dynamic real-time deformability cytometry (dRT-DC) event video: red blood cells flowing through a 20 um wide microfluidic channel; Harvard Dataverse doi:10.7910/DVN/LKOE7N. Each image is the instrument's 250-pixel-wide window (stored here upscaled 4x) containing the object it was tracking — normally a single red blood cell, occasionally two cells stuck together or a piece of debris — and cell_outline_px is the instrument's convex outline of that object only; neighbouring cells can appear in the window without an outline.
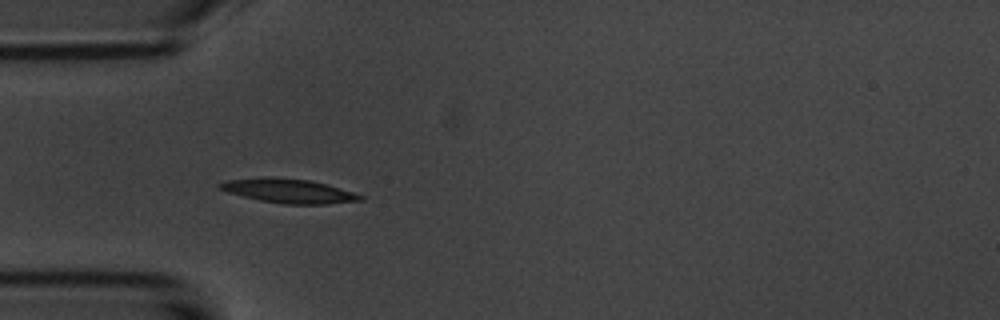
{"species": "common noctule bat (a hibernating species)", "species_latin": "Nyctalus noctula", "temperature_condition": "room temperature", "stored_images_in_passage": 13, "camera_frame_rate_fps": 3000, "um_per_image_px": 0.085, "animal": {"sex": "male", "body_mass_g": 20.1, "forearm_length_mm": 53.5}, "frame": {"image": 1, "passage_image": 3, "time_ms": 2.333, "image_size_px": [1000, 320], "cell_outline_px": [[364, 200], [324, 204], [284, 204], [260, 200], [228, 192], [216, 188], [216, 184], [228, 180], [264, 176], [308, 180], [324, 184], [352, 192], [364, 196]], "centroid_in_image_um": [24.47, 16.22], "position_along_channel_um": 60.5, "area_um2": 19.59}}
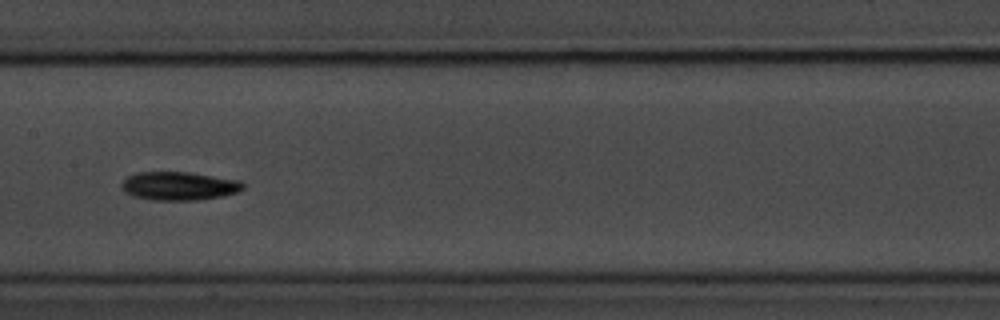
{"frame": {"image": 2, "passage_image": 6, "time_ms": 6.0, "image_size_px": [1000, 320], "cell_outline_px": [[244, 188], [236, 192], [224, 196], [200, 200], [152, 200], [132, 196], [124, 192], [120, 184], [128, 176], [136, 172], [188, 172], [240, 180], [244, 184]], "centroid_in_image_um": [15.2, 15.81], "position_along_channel_um": 192.2, "area_um2": 20.29}}
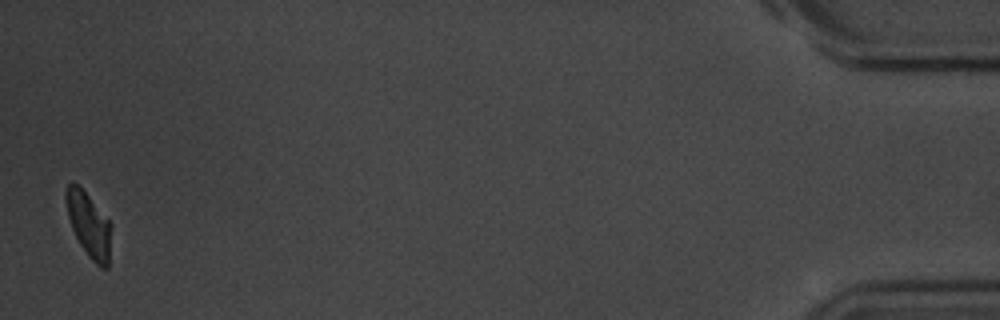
{"frame": {"image": 3, "passage_image": 13, "time_ms": 15.0, "image_size_px": [1000, 320], "cell_outline_px": [[112, 228], [108, 268], [100, 268], [88, 256], [80, 244], [72, 228], [68, 216], [64, 200], [64, 192], [68, 184], [72, 180], [88, 196], [112, 224]], "centroid_in_image_um": [7.55, 19.12], "position_along_channel_um": 427.7, "area_um2": 17.05}, "authors_computed_cell_mechanics": {"area_um2": 18.496, "velocity_mm_per_s": 3.642, "shape_relaxation_time_tau1_ms": 5.0733, "shape_relaxation_time_tau2_ms": null, "deformation_change_tau1": 0.133, "deformation_change_tau2": null}}